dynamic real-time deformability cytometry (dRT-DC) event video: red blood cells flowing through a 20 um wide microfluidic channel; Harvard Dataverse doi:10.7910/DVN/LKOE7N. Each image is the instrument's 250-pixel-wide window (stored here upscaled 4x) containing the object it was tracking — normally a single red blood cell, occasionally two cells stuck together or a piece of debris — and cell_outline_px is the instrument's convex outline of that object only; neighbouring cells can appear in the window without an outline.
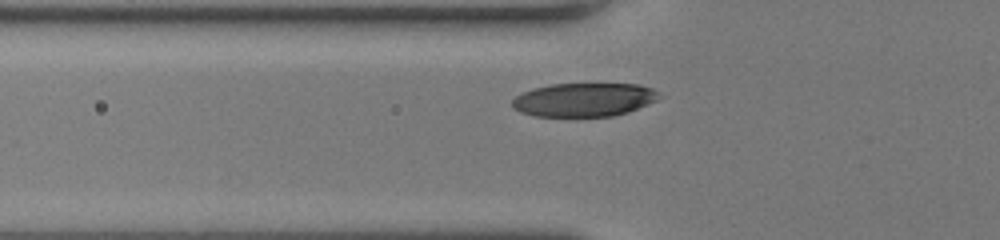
{"species": "human", "species_latin": "Homo sapiens", "temperature_condition": "room temperature", "stored_images_in_passage": 31, "camera_frame_rate_fps": 3000, "um_per_image_px": 0.085, "donor": {"sex": "female"}, "frame": {"image": 1, "passage_image": 7, "time_ms": 2.0, "image_size_px": [1000, 240], "cell_outline_px": [[664, 96], [648, 104], [628, 112], [612, 116], [536, 116], [520, 112], [512, 108], [512, 100], [516, 96], [532, 88], [552, 84], [640, 84], [652, 88], [660, 92]], "centroid_in_image_um": [49.67, 8.47], "position_along_channel_um": 76.1, "area_um2": 28.9}}
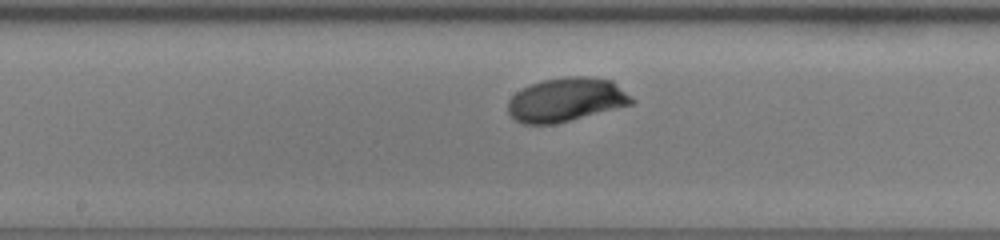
{"frame": {"image": 2, "passage_image": 16, "time_ms": 5.0, "image_size_px": [1000, 240], "cell_outline_px": [[636, 100], [632, 104], [552, 124], [524, 124], [516, 120], [508, 112], [508, 100], [516, 92], [532, 84], [544, 80], [564, 76], [592, 76], [612, 80], [632, 96]], "centroid_in_image_um": [48.14, 8.45], "position_along_channel_um": 200.1, "area_um2": 31.39}}
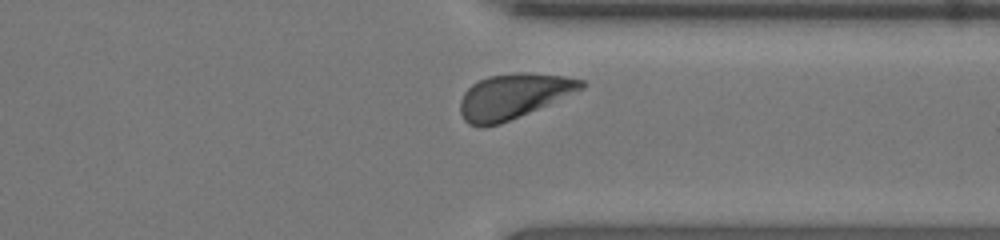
{"frame": {"image": 3, "passage_image": 28, "time_ms": 9.0, "image_size_px": [1000, 240], "cell_outline_px": [[584, 88], [500, 124], [484, 128], [480, 128], [468, 124], [464, 120], [460, 112], [460, 100], [464, 92], [472, 84], [488, 76], [516, 72], [528, 72], [564, 76], [584, 80]], "centroid_in_image_um": [43.58, 8.18], "position_along_channel_um": 367.8, "area_um2": 31.56}, "authors_computed_cell_mechanics": {"area_um2": 30.634, "velocity_mm_per_s": 4.1673, "shape_relaxation_time_tau1_ms": 2.689, "shape_relaxation_time_tau2_ms": null, "deformation_change_tau1": 0.1378, "deformation_change_tau2": null}}